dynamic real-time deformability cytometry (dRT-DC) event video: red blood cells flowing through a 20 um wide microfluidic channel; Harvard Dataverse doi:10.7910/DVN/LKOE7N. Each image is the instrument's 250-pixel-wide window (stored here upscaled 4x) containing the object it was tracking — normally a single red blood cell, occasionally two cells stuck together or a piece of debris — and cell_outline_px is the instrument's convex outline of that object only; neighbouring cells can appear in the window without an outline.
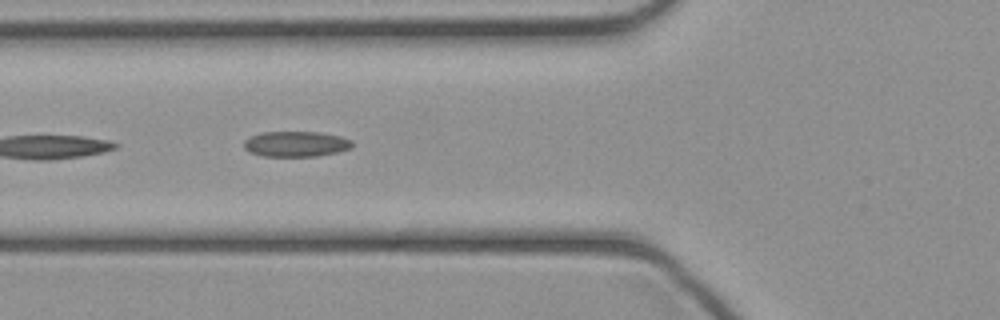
{"species": "common noctule bat (a hibernating species)", "species_latin": "Nyctalus noctula", "temperature_condition": "cold", "stored_images_in_passage": 6, "camera_frame_rate_fps": 3000, "um_per_image_px": 0.085, "animal": {"sex": "female", "body_mass_g": 21.9}, "frame": {"image": 1, "passage_image": 4, "time_ms": 1.0, "image_size_px": [1000, 320], "cell_outline_px": [[352, 148], [336, 152], [316, 156], [264, 156], [248, 152], [244, 148], [244, 140], [260, 132], [320, 132], [340, 136], [352, 140]], "centroid_in_image_um": [25.14, 12.23], "position_along_channel_um": 100.7, "area_um2": 16.07}}